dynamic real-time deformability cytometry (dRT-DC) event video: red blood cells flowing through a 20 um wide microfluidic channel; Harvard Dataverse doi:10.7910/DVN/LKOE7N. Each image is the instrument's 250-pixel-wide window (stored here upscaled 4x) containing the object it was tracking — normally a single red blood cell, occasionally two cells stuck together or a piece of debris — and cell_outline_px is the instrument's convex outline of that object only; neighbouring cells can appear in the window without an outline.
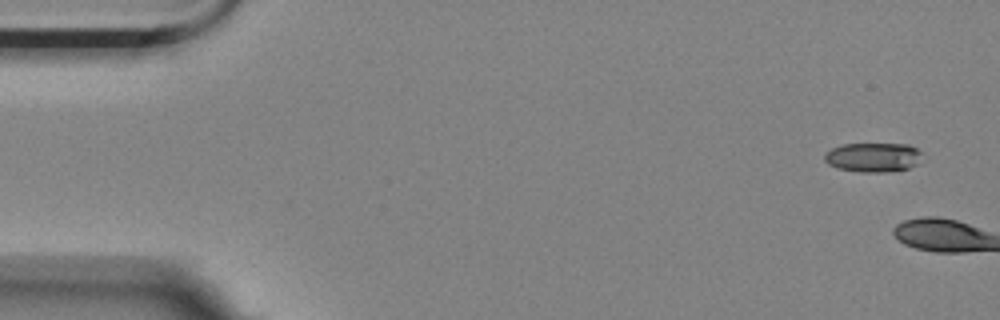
{"species": "Egyptian fruit bat (a non-hibernating species)", "species_latin": "Rousettus aegyptiacus", "temperature_condition": "room temperature", "stored_images_in_passage": 6, "camera_frame_rate_fps": 3000, "um_per_image_px": 0.085, "animal": {"sex": "female"}, "frame": {"image": 1, "passage_image": 1, "time_ms": 0.0, "image_size_px": [1000, 320], "cell_outline_px": [[920, 152], [916, 164], [908, 168], [884, 172], [860, 172], [836, 168], [828, 164], [824, 160], [824, 156], [832, 148], [844, 144], [908, 144], [916, 148]], "centroid_in_image_um": [74.17, 13.37], "position_along_channel_um": 10.8, "area_um2": 16.42}}
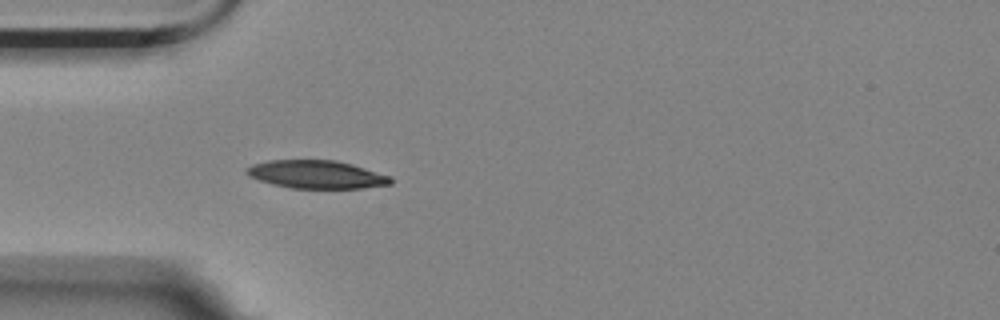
{"frame": {"image": 2, "passage_image": 6, "time_ms": 1.667, "image_size_px": [1000, 320], "cell_outline_px": [[392, 184], [360, 188], [292, 188], [272, 184], [248, 176], [244, 172], [244, 168], [252, 164], [268, 160], [336, 160], [352, 164], [392, 176]], "centroid_in_image_um": [26.88, 14.82], "position_along_channel_um": 58.1, "area_um2": 23.7}}